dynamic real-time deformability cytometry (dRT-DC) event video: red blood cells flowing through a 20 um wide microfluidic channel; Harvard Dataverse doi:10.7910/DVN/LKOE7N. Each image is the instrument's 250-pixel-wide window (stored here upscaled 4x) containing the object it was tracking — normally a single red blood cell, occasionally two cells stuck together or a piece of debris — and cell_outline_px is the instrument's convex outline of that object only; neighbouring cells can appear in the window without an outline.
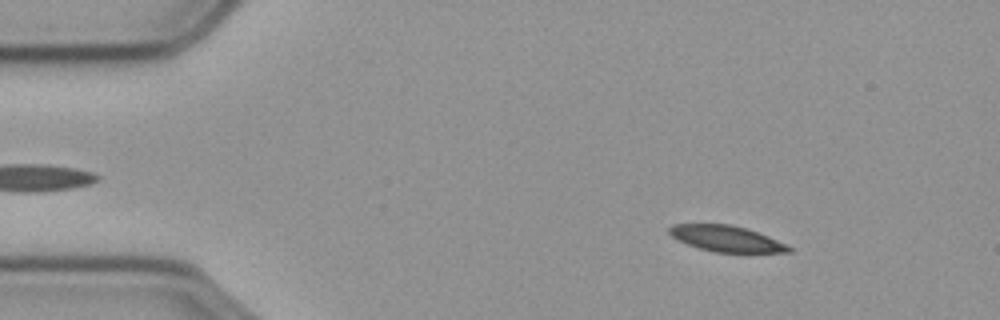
{"species": "common noctule bat (a hibernating species)", "species_latin": "Nyctalus noctula", "temperature_condition": "cold", "stored_images_in_passage": 56, "camera_frame_rate_fps": 3000, "um_per_image_px": 0.085, "animal": {"sex": "male", "body_mass_g": 23.1, "forearm_length_mm": 52.7}, "frame": {"image": 1, "passage_image": 7, "time_ms": 2.0, "image_size_px": [1000, 320], "cell_outline_px": [[792, 252], [712, 252], [688, 244], [672, 236], [668, 232], [668, 228], [672, 224], [728, 224], [744, 228], [768, 236], [788, 244], [792, 248]], "centroid_in_image_um": [61.75, 20.28], "position_along_channel_um": 23.2, "area_um2": 17.86}}
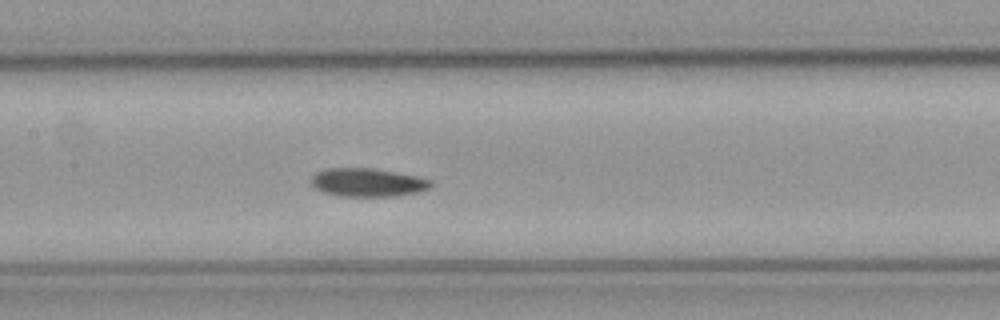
{"frame": {"image": 2, "passage_image": 26, "time_ms": 8.333, "image_size_px": [1000, 320], "cell_outline_px": [[432, 188], [416, 192], [396, 196], [336, 196], [320, 192], [312, 188], [312, 176], [316, 172], [328, 168], [372, 168], [396, 172], [416, 176], [432, 180]], "centroid_in_image_um": [31.22, 15.51], "position_along_channel_um": 176.2, "area_um2": 20.0}}
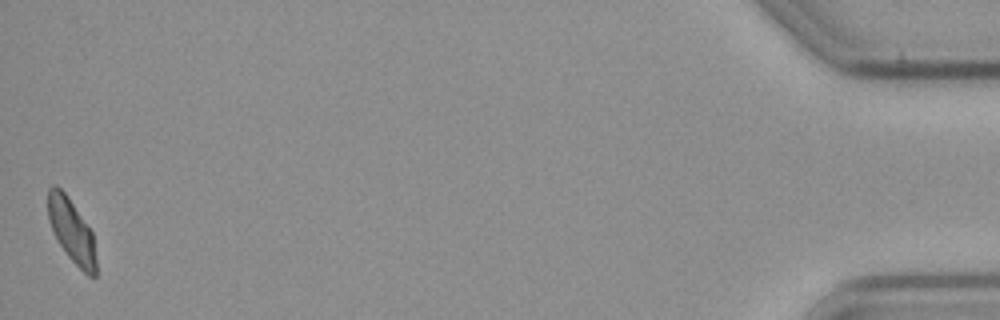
{"frame": {"image": 3, "passage_image": 56, "time_ms": 18.333, "image_size_px": [1000, 320], "cell_outline_px": [[96, 276], [88, 276], [68, 256], [60, 244], [48, 220], [48, 188], [52, 184], [56, 184], [68, 196], [92, 232], [96, 260]], "centroid_in_image_um": [6.08, 19.58], "position_along_channel_um": 429.1, "area_um2": 17.57}}